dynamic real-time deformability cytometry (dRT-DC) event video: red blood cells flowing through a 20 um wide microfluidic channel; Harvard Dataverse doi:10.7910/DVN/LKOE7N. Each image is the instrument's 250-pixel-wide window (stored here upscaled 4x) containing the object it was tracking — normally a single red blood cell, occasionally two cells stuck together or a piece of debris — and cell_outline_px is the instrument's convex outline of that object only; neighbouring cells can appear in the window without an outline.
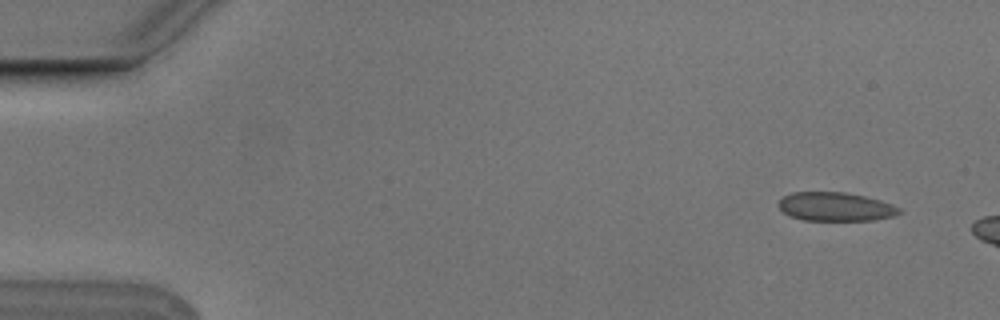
{"species": "Egyptian fruit bat (a non-hibernating species)", "species_latin": "Rousettus aegyptiacus", "temperature_condition": "cold", "stored_images_in_passage": 3, "camera_frame_rate_fps": 3000, "um_per_image_px": 0.085, "animal": {"sex": "male"}, "frame": {"image": 1, "passage_image": 1, "time_ms": 0.0, "image_size_px": [1000, 320], "cell_outline_px": [[900, 212], [892, 216], [876, 220], [804, 220], [788, 216], [776, 204], [784, 196], [792, 192], [844, 192], [864, 196], [880, 200], [892, 204], [900, 208]], "centroid_in_image_um": [70.99, 17.57], "position_along_channel_um": 14.0, "area_um2": 20.17}}